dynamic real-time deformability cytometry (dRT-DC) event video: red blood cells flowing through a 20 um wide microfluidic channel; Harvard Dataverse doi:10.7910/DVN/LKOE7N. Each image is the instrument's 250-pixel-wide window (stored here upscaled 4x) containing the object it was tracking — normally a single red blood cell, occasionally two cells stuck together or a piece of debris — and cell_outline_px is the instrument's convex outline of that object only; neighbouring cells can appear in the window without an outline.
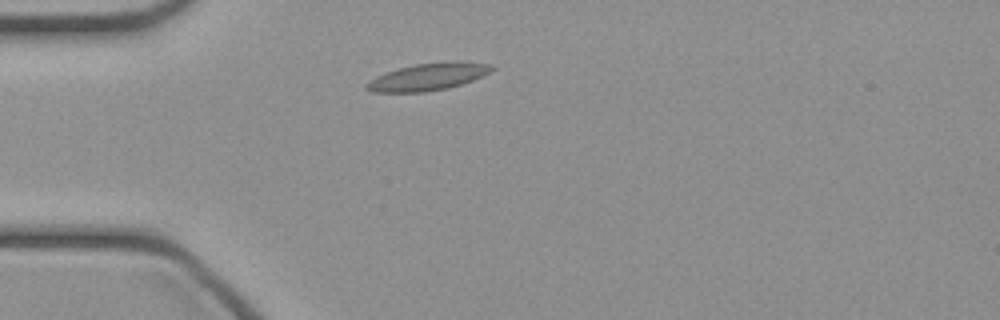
{"species": "common noctule bat (a hibernating species)", "species_latin": "Nyctalus noctula", "temperature_condition": "cold", "stored_images_in_passage": 32, "camera_frame_rate_fps": 3000, "um_per_image_px": 0.085, "animal": {"sex": "female", "body_mass_g": 21.9}, "frame": {"image": 1, "passage_image": 1, "time_ms": 0.0, "image_size_px": [1000, 320], "cell_outline_px": [[496, 68], [492, 72], [472, 80], [448, 88], [424, 92], [372, 92], [364, 88], [364, 84], [368, 80], [376, 76], [400, 68], [416, 64], [448, 60], [460, 60], [492, 64]], "centroid_in_image_um": [36.43, 6.51], "position_along_channel_um": 48.6, "area_um2": 20.17}}
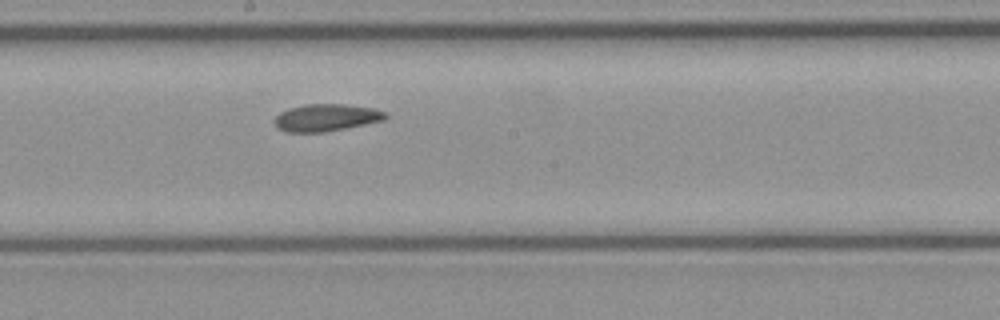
{"frame": {"image": 2, "passage_image": 14, "time_ms": 4.333, "image_size_px": [1000, 320], "cell_outline_px": [[388, 116], [384, 120], [324, 132], [284, 132], [276, 128], [272, 120], [280, 112], [288, 108], [304, 104], [344, 104], [376, 108], [388, 112]], "centroid_in_image_um": [27.7, 9.99], "position_along_channel_um": 220.5, "area_um2": 17.86}}
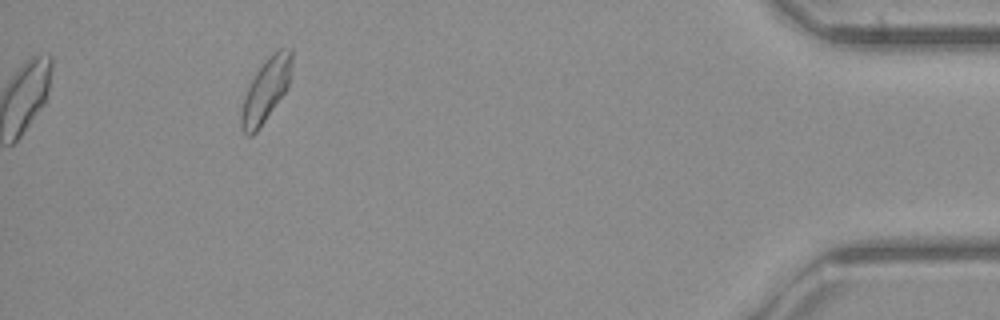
{"frame": {"image": 3, "passage_image": 32, "time_ms": 10.333, "image_size_px": [1000, 320], "cell_outline_px": [[292, 60], [288, 84], [284, 92], [256, 132], [252, 136], [248, 136], [244, 132], [240, 124], [240, 112], [244, 96], [256, 72], [264, 60], [272, 52], [280, 48], [292, 48]], "centroid_in_image_um": [22.58, 7.63], "position_along_channel_um": 412.6, "area_um2": 18.26}}